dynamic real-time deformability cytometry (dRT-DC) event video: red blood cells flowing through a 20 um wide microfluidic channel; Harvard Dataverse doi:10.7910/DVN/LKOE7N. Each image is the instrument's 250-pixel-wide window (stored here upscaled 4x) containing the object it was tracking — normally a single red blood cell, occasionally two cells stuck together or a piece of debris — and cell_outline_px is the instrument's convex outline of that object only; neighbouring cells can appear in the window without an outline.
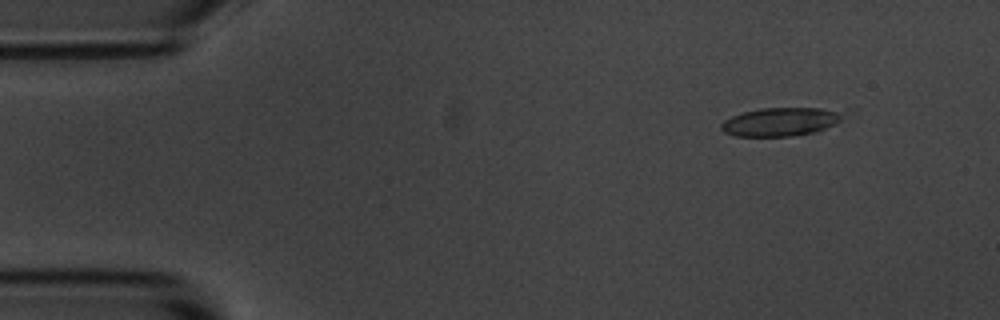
{"species": "common noctule bat (a hibernating species)", "species_latin": "Nyctalus noctula", "temperature_condition": "room temperature", "stored_images_in_passage": 5, "camera_frame_rate_fps": 3000, "um_per_image_px": 0.085, "animal": {"sex": "male", "body_mass_g": 20.1, "forearm_length_mm": 53.5}, "frame": {"image": 1, "passage_image": 2, "time_ms": 0.333, "image_size_px": [1000, 320], "cell_outline_px": [[848, 108], [840, 120], [836, 124], [812, 132], [788, 136], [736, 136], [724, 132], [720, 128], [720, 124], [724, 120], [732, 116], [744, 112], [764, 108]], "centroid_in_image_um": [66.42, 10.32], "position_along_channel_um": 18.6, "area_um2": 20.35}}